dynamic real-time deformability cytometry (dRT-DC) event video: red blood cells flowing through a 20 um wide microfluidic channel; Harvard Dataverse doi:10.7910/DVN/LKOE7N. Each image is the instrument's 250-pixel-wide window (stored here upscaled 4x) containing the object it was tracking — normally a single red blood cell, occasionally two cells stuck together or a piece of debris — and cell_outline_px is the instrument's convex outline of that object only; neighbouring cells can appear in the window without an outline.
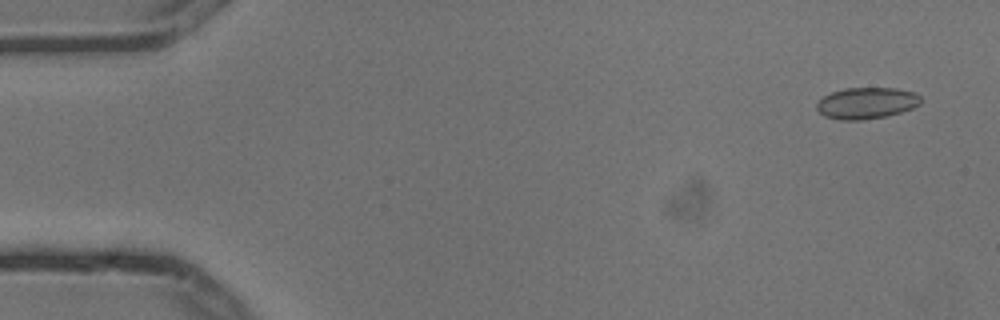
{"species": "common noctule bat (a hibernating species)", "species_latin": "Nyctalus noctula", "temperature_condition": "cold", "stored_images_in_passage": 6, "camera_frame_rate_fps": 3000, "um_per_image_px": 0.085, "animal": {"sex": "male", "body_mass_g": 13.3}, "frame": {"image": 1, "passage_image": 1, "time_ms": 0.0, "image_size_px": [1000, 320], "cell_outline_px": [[920, 104], [912, 108], [900, 112], [884, 116], [860, 120], [844, 120], [824, 116], [816, 108], [816, 104], [824, 96], [832, 92], [844, 88], [896, 88], [912, 92], [920, 96]], "centroid_in_image_um": [73.64, 8.76], "position_along_channel_um": 11.4, "area_um2": 18.79}}
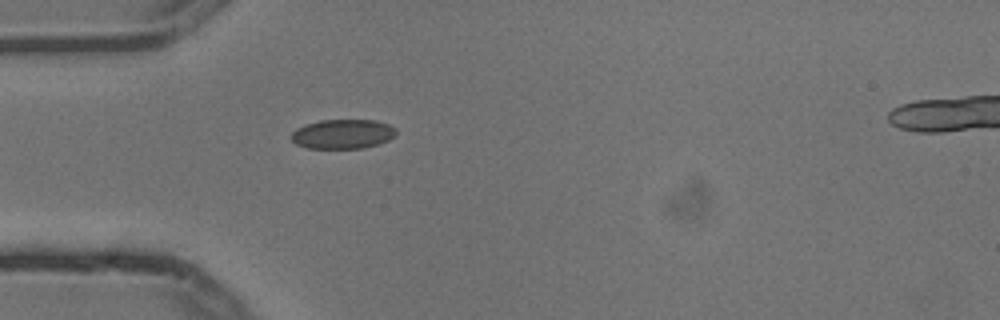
{"frame": {"image": 2, "passage_image": 5, "time_ms": 1.333, "image_size_px": [1000, 320], "cell_outline_px": [[396, 136], [380, 144], [364, 148], [308, 148], [296, 144], [292, 140], [292, 132], [296, 128], [304, 124], [320, 120], [376, 120], [388, 124], [396, 128]], "centroid_in_image_um": [29.15, 11.39], "position_along_channel_um": 55.8, "area_um2": 18.15}}